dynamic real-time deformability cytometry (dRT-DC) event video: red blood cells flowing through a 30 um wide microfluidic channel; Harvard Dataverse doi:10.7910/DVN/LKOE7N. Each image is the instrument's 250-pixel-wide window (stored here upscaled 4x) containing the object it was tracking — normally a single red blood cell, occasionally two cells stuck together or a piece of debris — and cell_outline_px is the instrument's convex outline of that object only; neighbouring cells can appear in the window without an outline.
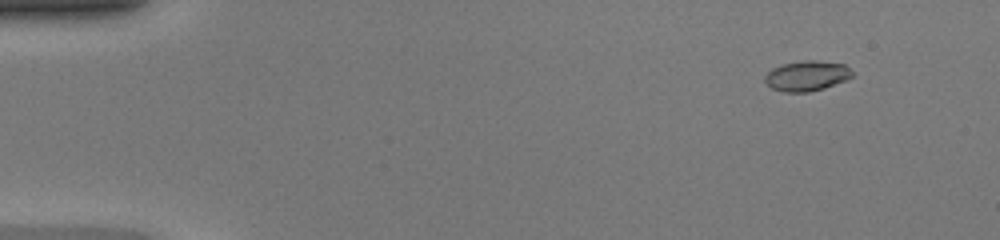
{"species": "common noctule bat (a hibernating species)", "species_latin": "Nyctalus noctula", "temperature_condition": "warm", "stored_images_in_passage": 48, "camera_frame_rate_fps": 3000, "um_per_image_px": 0.085, "animal": {"sex": "female", "body_mass_g": 20.0, "forearm_length_mm": 54.0}, "frame": {"image": 1, "passage_image": 5, "time_ms": 1.333, "image_size_px": [1000, 240], "cell_outline_px": [[852, 76], [844, 80], [824, 88], [808, 92], [784, 92], [772, 88], [764, 80], [764, 76], [772, 68], [784, 64], [804, 60], [816, 60], [844, 64], [852, 72]], "centroid_in_image_um": [68.55, 6.44], "position_along_channel_um": 16.5, "area_um2": 15.14}}
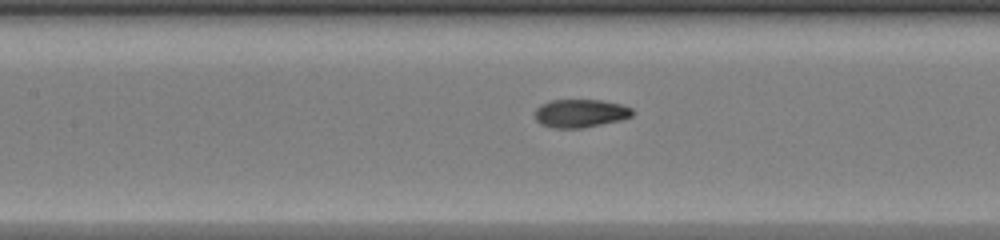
{"frame": {"image": 2, "passage_image": 23, "time_ms": 7.333, "image_size_px": [1000, 240], "cell_outline_px": [[632, 116], [620, 120], [584, 128], [552, 128], [540, 124], [536, 120], [536, 108], [540, 104], [548, 100], [600, 100], [620, 104], [632, 108]], "centroid_in_image_um": [49.3, 9.63], "position_along_channel_um": 158.1, "area_um2": 16.07}}
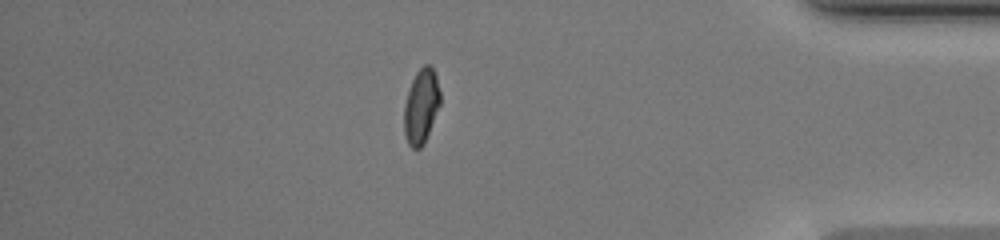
{"frame": {"image": 3, "passage_image": 42, "time_ms": 13.667, "image_size_px": [1000, 240], "cell_outline_px": [[440, 104], [424, 144], [420, 148], [412, 148], [408, 144], [404, 132], [404, 104], [412, 80], [416, 72], [424, 64], [428, 64], [432, 68], [436, 76], [440, 92]], "centroid_in_image_um": [35.79, 9.03], "position_along_channel_um": 399.4, "area_um2": 15.61}, "authors_computed_cell_mechanics": {"area_um2": 15.6638, "velocity_mm_per_s": 4.3474, "shape_relaxation_time_tau1_ms": 5.9348, "shape_relaxation_time_tau2_ms": 0.7913, "deformation_change_tau1": 0.2346, "deformation_change_tau2": 0.0461}}